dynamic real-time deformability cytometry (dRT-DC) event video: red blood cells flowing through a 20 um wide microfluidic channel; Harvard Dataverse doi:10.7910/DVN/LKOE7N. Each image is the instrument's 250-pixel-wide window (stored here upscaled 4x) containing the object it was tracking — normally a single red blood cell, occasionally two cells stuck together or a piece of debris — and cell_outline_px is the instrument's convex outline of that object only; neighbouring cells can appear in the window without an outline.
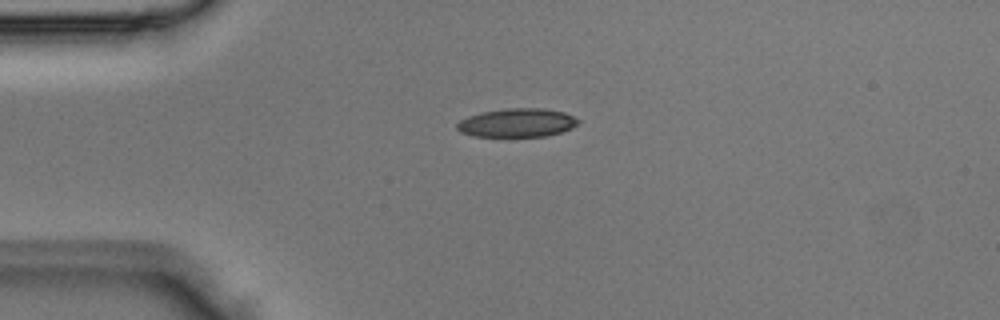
{"species": "Egyptian fruit bat (a non-hibernating species)", "species_latin": "Rousettus aegyptiacus", "temperature_condition": "room temperature", "stored_images_in_passage": 3, "camera_frame_rate_fps": 3000, "um_per_image_px": 0.085, "animal": {"sex": "male"}, "frame": {"image": 1, "passage_image": 3, "time_ms": 0.667, "image_size_px": [1000, 320], "cell_outline_px": [[580, 124], [572, 128], [560, 132], [544, 136], [472, 136], [460, 132], [456, 128], [456, 124], [460, 120], [468, 116], [480, 112], [508, 108], [544, 108], [564, 112], [580, 120]], "centroid_in_image_um": [43.95, 10.43], "position_along_channel_um": 41.1, "area_um2": 20.29}}